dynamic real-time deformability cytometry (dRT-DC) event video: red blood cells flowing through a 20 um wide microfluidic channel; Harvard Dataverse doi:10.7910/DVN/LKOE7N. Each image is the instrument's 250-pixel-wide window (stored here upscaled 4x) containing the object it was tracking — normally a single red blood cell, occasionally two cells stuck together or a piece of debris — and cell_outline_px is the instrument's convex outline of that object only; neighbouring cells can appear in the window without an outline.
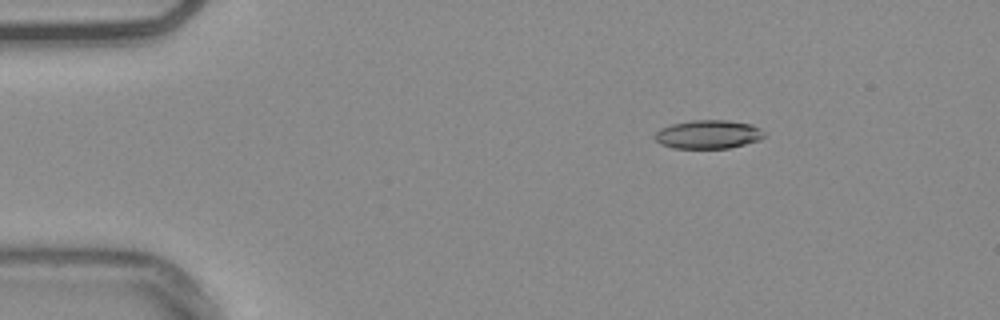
{"species": "common noctule bat (a hibernating species)", "species_latin": "Nyctalus noctula", "temperature_condition": "warm", "stored_images_in_passage": 55, "camera_frame_rate_fps": 3000, "um_per_image_px": 0.085, "animal": {"sex": "male", "body_mass_g": 20.4}, "frame": {"image": 1, "passage_image": 9, "time_ms": 2.667, "image_size_px": [1000, 320], "cell_outline_px": [[768, 136], [760, 140], [728, 148], [672, 148], [660, 144], [656, 140], [656, 132], [660, 128], [672, 124], [692, 120], [728, 120], [752, 124], [760, 128]], "centroid_in_image_um": [60.24, 11.42], "position_along_channel_um": 24.8, "area_um2": 18.32}}
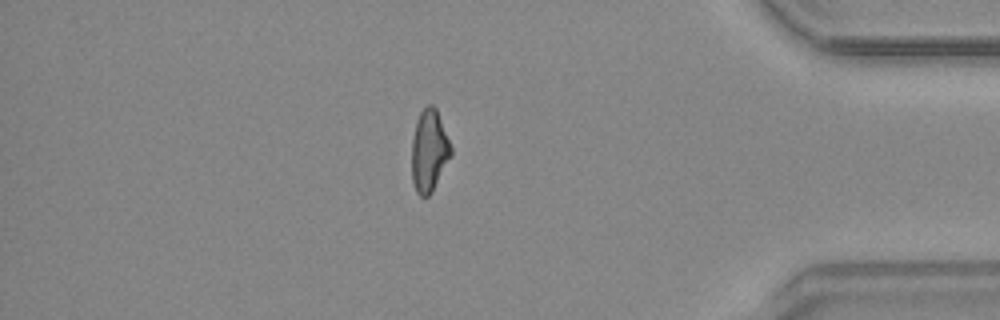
{"frame": {"image": 2, "passage_image": 47, "time_ms": 15.333, "image_size_px": [1000, 320], "cell_outline_px": [[452, 156], [432, 192], [428, 196], [420, 196], [416, 192], [412, 184], [412, 140], [416, 120], [420, 112], [428, 104], [432, 104], [436, 108], [452, 148]], "centroid_in_image_um": [36.48, 12.84], "position_along_channel_um": 398.7, "area_um2": 18.9}}
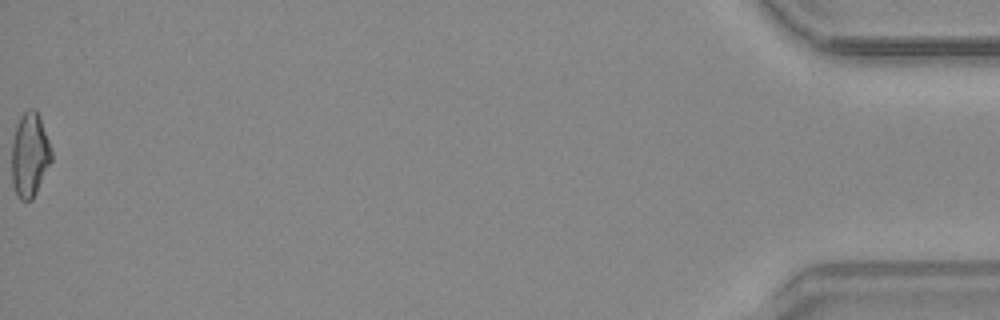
{"frame": {"image": 3, "passage_image": 55, "time_ms": 18.0, "image_size_px": [1000, 320], "cell_outline_px": [[52, 160], [32, 200], [20, 200], [16, 196], [12, 184], [12, 144], [16, 124], [20, 116], [28, 108], [36, 108], [40, 116], [52, 152]], "centroid_in_image_um": [2.52, 13.15], "position_along_channel_um": 432.7, "area_um2": 19.65}, "authors_computed_cell_mechanics": {"area_um2": 18.8428, "velocity_mm_per_s": 3.7897, "shape_relaxation_time_tau1_ms": null, "shape_relaxation_time_tau2_ms": 5.9166, "deformation_change_tau1": null, "deformation_change_tau2": 0.1447}}